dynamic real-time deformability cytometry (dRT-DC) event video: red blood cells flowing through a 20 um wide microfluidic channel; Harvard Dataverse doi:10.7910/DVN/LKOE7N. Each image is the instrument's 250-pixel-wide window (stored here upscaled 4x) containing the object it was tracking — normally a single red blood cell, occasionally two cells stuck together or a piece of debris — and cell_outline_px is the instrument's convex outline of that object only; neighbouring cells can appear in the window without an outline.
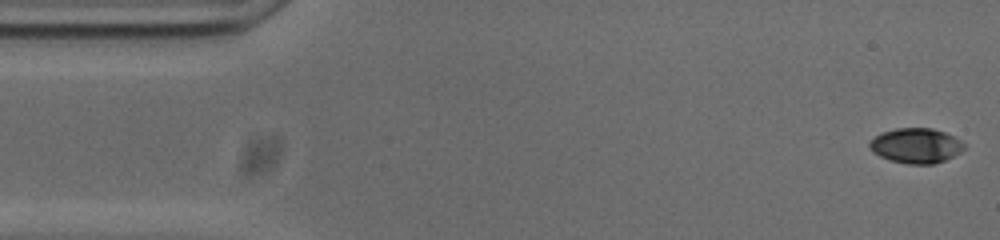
{"species": "common noctule bat (a hibernating species)", "species_latin": "Nyctalus noctula", "temperature_condition": "cold", "stored_images_in_passage": 46, "camera_frame_rate_fps": 3000, "um_per_image_px": 0.085, "animal": {"sex": "male", "body_mass_g": 20.0, "forearm_length_mm": 53.3}, "frame": {"image": 1, "passage_image": 1, "time_ms": 0.0, "image_size_px": [1000, 240], "cell_outline_px": [[964, 148], [960, 152], [944, 160], [932, 164], [908, 164], [888, 160], [872, 152], [868, 144], [868, 140], [884, 132], [896, 128], [932, 128], [944, 132], [960, 140], [964, 144]], "centroid_in_image_um": [77.82, 12.38], "position_along_channel_um": 7.2, "area_um2": 19.19}}
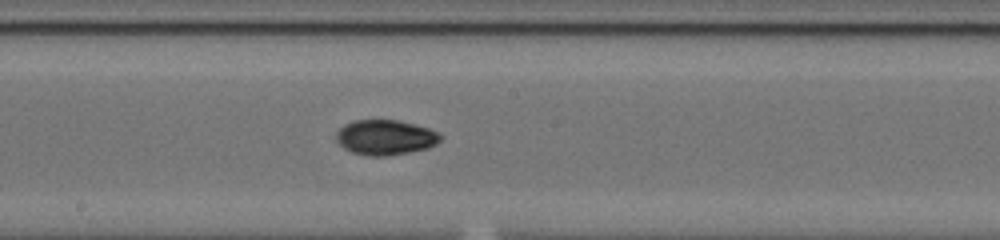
{"frame": {"image": 2, "passage_image": 27, "time_ms": 8.667, "image_size_px": [1000, 240], "cell_outline_px": [[444, 136], [436, 144], [428, 148], [408, 152], [384, 156], [368, 156], [352, 152], [344, 148], [336, 140], [336, 132], [344, 124], [356, 120], [400, 120], [428, 128], [440, 132]], "centroid_in_image_um": [32.77, 11.67], "position_along_channel_um": 215.4, "area_um2": 21.39}}
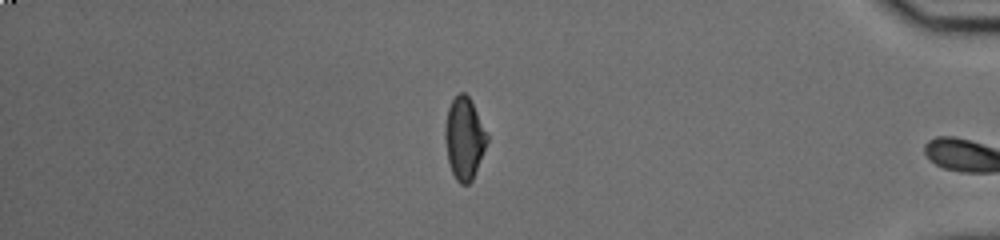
{"frame": {"image": 3, "passage_image": 45, "time_ms": 14.667, "image_size_px": [1000, 240], "cell_outline_px": [[488, 140], [472, 180], [468, 184], [460, 184], [456, 180], [452, 172], [448, 160], [444, 136], [444, 128], [448, 108], [452, 100], [460, 92], [464, 92], [468, 96], [488, 136]], "centroid_in_image_um": [39.44, 11.77], "position_along_channel_um": 395.8, "area_um2": 19.71}, "authors_computed_cell_mechanics": {"area_um2": 20.4901, "velocity_mm_per_s": 3.7373, "shape_relaxation_time_tau1_ms": 7.7775, "shape_relaxation_time_tau2_ms": 4.1138, "deformation_change_tau1": 0.1831, "deformation_change_tau2": 0.0596}}